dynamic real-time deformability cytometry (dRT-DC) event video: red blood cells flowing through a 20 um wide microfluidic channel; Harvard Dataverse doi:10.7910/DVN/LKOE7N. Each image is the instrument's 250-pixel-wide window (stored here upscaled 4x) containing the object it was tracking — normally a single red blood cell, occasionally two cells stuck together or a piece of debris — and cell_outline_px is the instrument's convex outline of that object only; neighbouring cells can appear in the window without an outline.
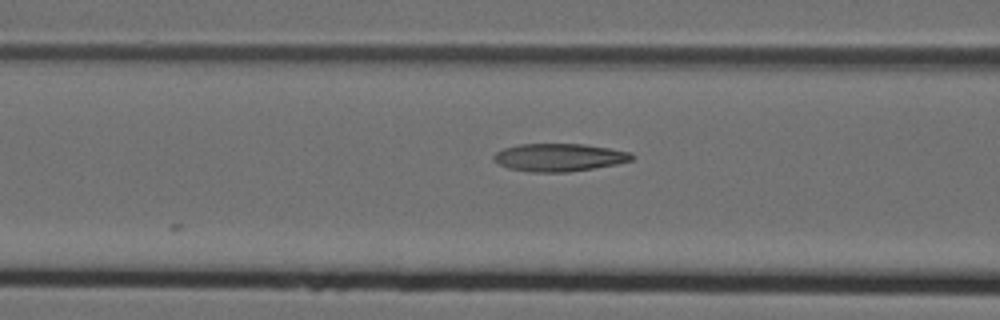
{"species": "Egyptian fruit bat (a non-hibernating species)", "species_latin": "Rousettus aegyptiacus", "temperature_condition": "cold", "stored_images_in_passage": 4, "camera_frame_rate_fps": 3000, "um_per_image_px": 0.085, "animal": {"sex": "female"}, "frame": {"image": 1, "passage_image": 3, "time_ms": 0.667, "image_size_px": [1000, 320], "cell_outline_px": [[636, 156], [632, 160], [616, 164], [568, 172], [532, 172], [508, 168], [492, 160], [492, 156], [496, 152], [504, 148], [520, 144], [584, 144], [632, 152]], "centroid_in_image_um": [47.53, 13.37], "position_along_channel_um": 119.1, "area_um2": 22.37}}